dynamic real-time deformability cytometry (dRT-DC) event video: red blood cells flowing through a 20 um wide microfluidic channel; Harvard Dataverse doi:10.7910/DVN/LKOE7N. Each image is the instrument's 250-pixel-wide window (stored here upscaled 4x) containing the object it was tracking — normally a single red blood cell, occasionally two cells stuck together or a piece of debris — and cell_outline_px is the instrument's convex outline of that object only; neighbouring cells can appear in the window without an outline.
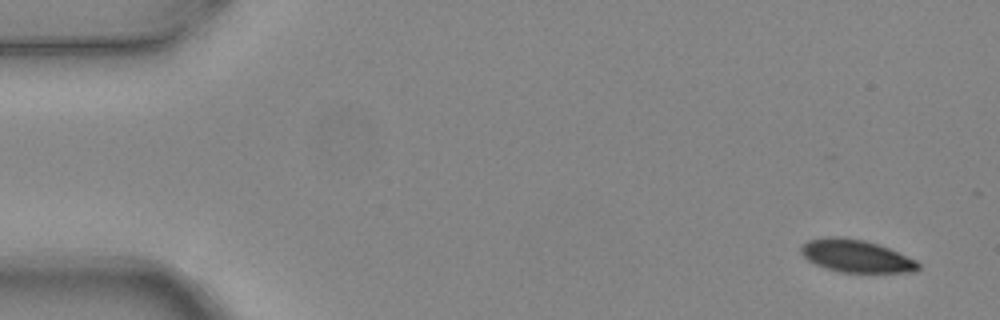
{"species": "common noctule bat (a hibernating species)", "species_latin": "Nyctalus noctula", "temperature_condition": "warm", "stored_images_in_passage": 4, "camera_frame_rate_fps": 3000, "um_per_image_px": 0.085, "animal": {"sex": "female", "body_mass_g": 24.6, "forearm_length_mm": 56.2}, "frame": {"image": 1, "passage_image": 1, "time_ms": 0.0, "image_size_px": [1000, 320], "cell_outline_px": [[920, 268], [916, 272], [840, 272], [816, 264], [808, 260], [800, 252], [800, 248], [808, 240], [828, 236], [836, 236], [864, 240], [880, 244], [916, 260], [920, 264]], "centroid_in_image_um": [72.79, 21.75], "position_along_channel_um": 12.2, "area_um2": 22.2}}